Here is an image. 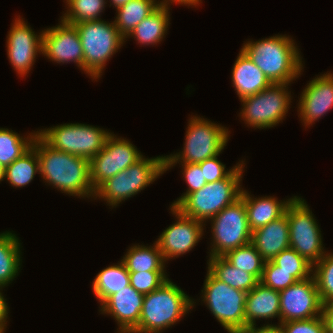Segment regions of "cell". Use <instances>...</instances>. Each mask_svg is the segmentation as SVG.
Here are the masks:
<instances>
[{
  "instance_id": "6da1fadb",
  "label": "cell",
  "mask_w": 333,
  "mask_h": 333,
  "mask_svg": "<svg viewBox=\"0 0 333 333\" xmlns=\"http://www.w3.org/2000/svg\"><path fill=\"white\" fill-rule=\"evenodd\" d=\"M43 181L70 196L93 197L89 160L52 148L38 134L33 143Z\"/></svg>"
},
{
  "instance_id": "7a4b0ae2",
  "label": "cell",
  "mask_w": 333,
  "mask_h": 333,
  "mask_svg": "<svg viewBox=\"0 0 333 333\" xmlns=\"http://www.w3.org/2000/svg\"><path fill=\"white\" fill-rule=\"evenodd\" d=\"M294 42L289 35H275L256 42H245L241 49L271 83L291 84L304 69Z\"/></svg>"
},
{
  "instance_id": "3957f363",
  "label": "cell",
  "mask_w": 333,
  "mask_h": 333,
  "mask_svg": "<svg viewBox=\"0 0 333 333\" xmlns=\"http://www.w3.org/2000/svg\"><path fill=\"white\" fill-rule=\"evenodd\" d=\"M167 279L143 299L139 324L130 333H161L181 320L196 302Z\"/></svg>"
},
{
  "instance_id": "277c9868",
  "label": "cell",
  "mask_w": 333,
  "mask_h": 333,
  "mask_svg": "<svg viewBox=\"0 0 333 333\" xmlns=\"http://www.w3.org/2000/svg\"><path fill=\"white\" fill-rule=\"evenodd\" d=\"M244 167L242 160L226 178L207 183L200 190L188 194L175 208L183 215L205 224L240 198Z\"/></svg>"
},
{
  "instance_id": "5b68a950",
  "label": "cell",
  "mask_w": 333,
  "mask_h": 333,
  "mask_svg": "<svg viewBox=\"0 0 333 333\" xmlns=\"http://www.w3.org/2000/svg\"><path fill=\"white\" fill-rule=\"evenodd\" d=\"M187 126L183 150L165 156V171L179 162L197 164L219 155L229 140L228 128L200 116H191Z\"/></svg>"
},
{
  "instance_id": "8992f818",
  "label": "cell",
  "mask_w": 333,
  "mask_h": 333,
  "mask_svg": "<svg viewBox=\"0 0 333 333\" xmlns=\"http://www.w3.org/2000/svg\"><path fill=\"white\" fill-rule=\"evenodd\" d=\"M84 56V72L93 80L101 77L107 61L123 46L125 38L114 21H85L74 24Z\"/></svg>"
},
{
  "instance_id": "52a82bcc",
  "label": "cell",
  "mask_w": 333,
  "mask_h": 333,
  "mask_svg": "<svg viewBox=\"0 0 333 333\" xmlns=\"http://www.w3.org/2000/svg\"><path fill=\"white\" fill-rule=\"evenodd\" d=\"M164 172L165 156L150 159L142 156L133 165L105 181L95 191L94 199H104L107 205L116 208L122 201L144 190Z\"/></svg>"
},
{
  "instance_id": "ba28073f",
  "label": "cell",
  "mask_w": 333,
  "mask_h": 333,
  "mask_svg": "<svg viewBox=\"0 0 333 333\" xmlns=\"http://www.w3.org/2000/svg\"><path fill=\"white\" fill-rule=\"evenodd\" d=\"M202 301L229 333H245L247 293L217 279L209 270L204 280Z\"/></svg>"
},
{
  "instance_id": "9c48e42d",
  "label": "cell",
  "mask_w": 333,
  "mask_h": 333,
  "mask_svg": "<svg viewBox=\"0 0 333 333\" xmlns=\"http://www.w3.org/2000/svg\"><path fill=\"white\" fill-rule=\"evenodd\" d=\"M37 134L54 149L90 160L112 133L88 124L65 123L41 129Z\"/></svg>"
},
{
  "instance_id": "30bf717a",
  "label": "cell",
  "mask_w": 333,
  "mask_h": 333,
  "mask_svg": "<svg viewBox=\"0 0 333 333\" xmlns=\"http://www.w3.org/2000/svg\"><path fill=\"white\" fill-rule=\"evenodd\" d=\"M288 85L271 83L261 92L240 99L243 104L240 117L245 124L255 129H267L282 122L292 102Z\"/></svg>"
},
{
  "instance_id": "8fae6325",
  "label": "cell",
  "mask_w": 333,
  "mask_h": 333,
  "mask_svg": "<svg viewBox=\"0 0 333 333\" xmlns=\"http://www.w3.org/2000/svg\"><path fill=\"white\" fill-rule=\"evenodd\" d=\"M285 212L289 222L290 248L312 265L319 262L326 251L323 247L320 227L306 201L295 196Z\"/></svg>"
},
{
  "instance_id": "7c38bea8",
  "label": "cell",
  "mask_w": 333,
  "mask_h": 333,
  "mask_svg": "<svg viewBox=\"0 0 333 333\" xmlns=\"http://www.w3.org/2000/svg\"><path fill=\"white\" fill-rule=\"evenodd\" d=\"M211 221V257H222L227 252L251 242L244 199L240 196L234 203L221 210Z\"/></svg>"
},
{
  "instance_id": "4fadbf2b",
  "label": "cell",
  "mask_w": 333,
  "mask_h": 333,
  "mask_svg": "<svg viewBox=\"0 0 333 333\" xmlns=\"http://www.w3.org/2000/svg\"><path fill=\"white\" fill-rule=\"evenodd\" d=\"M129 140L111 134L102 150L89 160L90 181L96 191L105 181L133 165L143 155Z\"/></svg>"
},
{
  "instance_id": "5bb4252c",
  "label": "cell",
  "mask_w": 333,
  "mask_h": 333,
  "mask_svg": "<svg viewBox=\"0 0 333 333\" xmlns=\"http://www.w3.org/2000/svg\"><path fill=\"white\" fill-rule=\"evenodd\" d=\"M323 306L312 275L280 291V323L322 316Z\"/></svg>"
},
{
  "instance_id": "9a60e30c",
  "label": "cell",
  "mask_w": 333,
  "mask_h": 333,
  "mask_svg": "<svg viewBox=\"0 0 333 333\" xmlns=\"http://www.w3.org/2000/svg\"><path fill=\"white\" fill-rule=\"evenodd\" d=\"M170 210L177 221L163 230L155 241L166 262L191 251L201 240L206 226L194 218L183 215L175 207L170 206Z\"/></svg>"
},
{
  "instance_id": "2e32d148",
  "label": "cell",
  "mask_w": 333,
  "mask_h": 333,
  "mask_svg": "<svg viewBox=\"0 0 333 333\" xmlns=\"http://www.w3.org/2000/svg\"><path fill=\"white\" fill-rule=\"evenodd\" d=\"M43 30L36 34L22 17L15 18L7 36V55L14 70L26 76L32 69L36 55L42 54Z\"/></svg>"
},
{
  "instance_id": "e0dca14e",
  "label": "cell",
  "mask_w": 333,
  "mask_h": 333,
  "mask_svg": "<svg viewBox=\"0 0 333 333\" xmlns=\"http://www.w3.org/2000/svg\"><path fill=\"white\" fill-rule=\"evenodd\" d=\"M60 20L56 27L43 30L42 54L58 64L74 62L84 71V56L77 28Z\"/></svg>"
},
{
  "instance_id": "ac0fdd59",
  "label": "cell",
  "mask_w": 333,
  "mask_h": 333,
  "mask_svg": "<svg viewBox=\"0 0 333 333\" xmlns=\"http://www.w3.org/2000/svg\"><path fill=\"white\" fill-rule=\"evenodd\" d=\"M299 99L298 114L302 124L308 127L333 108V73L312 79Z\"/></svg>"
},
{
  "instance_id": "d6986e66",
  "label": "cell",
  "mask_w": 333,
  "mask_h": 333,
  "mask_svg": "<svg viewBox=\"0 0 333 333\" xmlns=\"http://www.w3.org/2000/svg\"><path fill=\"white\" fill-rule=\"evenodd\" d=\"M144 296L128 285L100 305L101 314L111 315L115 319L118 333H130L139 324Z\"/></svg>"
},
{
  "instance_id": "ffe728a7",
  "label": "cell",
  "mask_w": 333,
  "mask_h": 333,
  "mask_svg": "<svg viewBox=\"0 0 333 333\" xmlns=\"http://www.w3.org/2000/svg\"><path fill=\"white\" fill-rule=\"evenodd\" d=\"M279 318L280 324V292L259 282L246 296L245 333L256 330V321Z\"/></svg>"
},
{
  "instance_id": "44dd1931",
  "label": "cell",
  "mask_w": 333,
  "mask_h": 333,
  "mask_svg": "<svg viewBox=\"0 0 333 333\" xmlns=\"http://www.w3.org/2000/svg\"><path fill=\"white\" fill-rule=\"evenodd\" d=\"M251 243L265 261L273 260L290 247L286 212L276 220L252 232Z\"/></svg>"
},
{
  "instance_id": "7402d4cb",
  "label": "cell",
  "mask_w": 333,
  "mask_h": 333,
  "mask_svg": "<svg viewBox=\"0 0 333 333\" xmlns=\"http://www.w3.org/2000/svg\"><path fill=\"white\" fill-rule=\"evenodd\" d=\"M232 83L239 99L255 95L271 84L242 49L233 65Z\"/></svg>"
},
{
  "instance_id": "603a6c76",
  "label": "cell",
  "mask_w": 333,
  "mask_h": 333,
  "mask_svg": "<svg viewBox=\"0 0 333 333\" xmlns=\"http://www.w3.org/2000/svg\"><path fill=\"white\" fill-rule=\"evenodd\" d=\"M241 197L244 199L249 227L253 232L281 217L295 196L283 201H278L273 196L254 198L242 189Z\"/></svg>"
},
{
  "instance_id": "cb8c5ba5",
  "label": "cell",
  "mask_w": 333,
  "mask_h": 333,
  "mask_svg": "<svg viewBox=\"0 0 333 333\" xmlns=\"http://www.w3.org/2000/svg\"><path fill=\"white\" fill-rule=\"evenodd\" d=\"M170 5H159L141 21L126 38L132 37L140 45H156L163 40L170 25Z\"/></svg>"
},
{
  "instance_id": "d4e9b609",
  "label": "cell",
  "mask_w": 333,
  "mask_h": 333,
  "mask_svg": "<svg viewBox=\"0 0 333 333\" xmlns=\"http://www.w3.org/2000/svg\"><path fill=\"white\" fill-rule=\"evenodd\" d=\"M11 231L0 233V287L3 289L18 276L21 268V245Z\"/></svg>"
},
{
  "instance_id": "484cf974",
  "label": "cell",
  "mask_w": 333,
  "mask_h": 333,
  "mask_svg": "<svg viewBox=\"0 0 333 333\" xmlns=\"http://www.w3.org/2000/svg\"><path fill=\"white\" fill-rule=\"evenodd\" d=\"M127 250L121 261L128 272L166 271V261L156 242L153 246L135 244Z\"/></svg>"
},
{
  "instance_id": "4316f807",
  "label": "cell",
  "mask_w": 333,
  "mask_h": 333,
  "mask_svg": "<svg viewBox=\"0 0 333 333\" xmlns=\"http://www.w3.org/2000/svg\"><path fill=\"white\" fill-rule=\"evenodd\" d=\"M207 261L208 270L235 289L248 293L260 282L255 275L232 266L223 257H211Z\"/></svg>"
},
{
  "instance_id": "83f0119b",
  "label": "cell",
  "mask_w": 333,
  "mask_h": 333,
  "mask_svg": "<svg viewBox=\"0 0 333 333\" xmlns=\"http://www.w3.org/2000/svg\"><path fill=\"white\" fill-rule=\"evenodd\" d=\"M130 285L129 272L120 261L101 270L92 283L93 292L102 304L110 295Z\"/></svg>"
},
{
  "instance_id": "f1b7e54d",
  "label": "cell",
  "mask_w": 333,
  "mask_h": 333,
  "mask_svg": "<svg viewBox=\"0 0 333 333\" xmlns=\"http://www.w3.org/2000/svg\"><path fill=\"white\" fill-rule=\"evenodd\" d=\"M159 6L157 0H130L116 9L115 26L125 38Z\"/></svg>"
},
{
  "instance_id": "f546056e",
  "label": "cell",
  "mask_w": 333,
  "mask_h": 333,
  "mask_svg": "<svg viewBox=\"0 0 333 333\" xmlns=\"http://www.w3.org/2000/svg\"><path fill=\"white\" fill-rule=\"evenodd\" d=\"M40 174V163L36 147L32 146L13 163L5 167V177L11 186L20 188L28 185L35 174Z\"/></svg>"
},
{
  "instance_id": "4dcf8cb0",
  "label": "cell",
  "mask_w": 333,
  "mask_h": 333,
  "mask_svg": "<svg viewBox=\"0 0 333 333\" xmlns=\"http://www.w3.org/2000/svg\"><path fill=\"white\" fill-rule=\"evenodd\" d=\"M37 131L27 137L7 128H0V163L6 167L24 154L33 143Z\"/></svg>"
},
{
  "instance_id": "1f68e13d",
  "label": "cell",
  "mask_w": 333,
  "mask_h": 333,
  "mask_svg": "<svg viewBox=\"0 0 333 333\" xmlns=\"http://www.w3.org/2000/svg\"><path fill=\"white\" fill-rule=\"evenodd\" d=\"M232 266L255 275L261 280L265 260L250 242L222 256Z\"/></svg>"
},
{
  "instance_id": "d6a6232c",
  "label": "cell",
  "mask_w": 333,
  "mask_h": 333,
  "mask_svg": "<svg viewBox=\"0 0 333 333\" xmlns=\"http://www.w3.org/2000/svg\"><path fill=\"white\" fill-rule=\"evenodd\" d=\"M107 1V0H106ZM105 0H65L68 10L61 18L69 24L101 20L100 13L105 10Z\"/></svg>"
},
{
  "instance_id": "836d02e7",
  "label": "cell",
  "mask_w": 333,
  "mask_h": 333,
  "mask_svg": "<svg viewBox=\"0 0 333 333\" xmlns=\"http://www.w3.org/2000/svg\"><path fill=\"white\" fill-rule=\"evenodd\" d=\"M312 275L315 278L319 296L323 305L333 302V253L330 252L313 265Z\"/></svg>"
},
{
  "instance_id": "e575fe53",
  "label": "cell",
  "mask_w": 333,
  "mask_h": 333,
  "mask_svg": "<svg viewBox=\"0 0 333 333\" xmlns=\"http://www.w3.org/2000/svg\"><path fill=\"white\" fill-rule=\"evenodd\" d=\"M272 261L281 267V270L290 272L297 281H302L312 276L313 265L293 248L289 247L283 250Z\"/></svg>"
},
{
  "instance_id": "d590c367",
  "label": "cell",
  "mask_w": 333,
  "mask_h": 333,
  "mask_svg": "<svg viewBox=\"0 0 333 333\" xmlns=\"http://www.w3.org/2000/svg\"><path fill=\"white\" fill-rule=\"evenodd\" d=\"M165 271L129 272L130 285L144 295L158 289L167 279Z\"/></svg>"
},
{
  "instance_id": "8d00e7d4",
  "label": "cell",
  "mask_w": 333,
  "mask_h": 333,
  "mask_svg": "<svg viewBox=\"0 0 333 333\" xmlns=\"http://www.w3.org/2000/svg\"><path fill=\"white\" fill-rule=\"evenodd\" d=\"M260 328H277L281 333H326L323 316L306 320H294L278 325L264 324Z\"/></svg>"
},
{
  "instance_id": "74e56055",
  "label": "cell",
  "mask_w": 333,
  "mask_h": 333,
  "mask_svg": "<svg viewBox=\"0 0 333 333\" xmlns=\"http://www.w3.org/2000/svg\"><path fill=\"white\" fill-rule=\"evenodd\" d=\"M260 282L265 286L280 292L290 285L295 284L297 280L290 272L281 270V267L277 266L272 260H270L265 261Z\"/></svg>"
},
{
  "instance_id": "f35d334b",
  "label": "cell",
  "mask_w": 333,
  "mask_h": 333,
  "mask_svg": "<svg viewBox=\"0 0 333 333\" xmlns=\"http://www.w3.org/2000/svg\"><path fill=\"white\" fill-rule=\"evenodd\" d=\"M180 165L182 166V174L188 184V188L183 195L171 204L172 207H176L188 194L200 190L207 184L204 179L203 171L198 164L181 163Z\"/></svg>"
},
{
  "instance_id": "ab89813d",
  "label": "cell",
  "mask_w": 333,
  "mask_h": 333,
  "mask_svg": "<svg viewBox=\"0 0 333 333\" xmlns=\"http://www.w3.org/2000/svg\"><path fill=\"white\" fill-rule=\"evenodd\" d=\"M218 156H213L204 160L203 162L197 163L204 174L206 183H212L226 178L238 165H234L230 170H226L225 165L218 160Z\"/></svg>"
},
{
  "instance_id": "60d3db41",
  "label": "cell",
  "mask_w": 333,
  "mask_h": 333,
  "mask_svg": "<svg viewBox=\"0 0 333 333\" xmlns=\"http://www.w3.org/2000/svg\"><path fill=\"white\" fill-rule=\"evenodd\" d=\"M322 316L326 326V333H333V302L323 306Z\"/></svg>"
},
{
  "instance_id": "b9f144b4",
  "label": "cell",
  "mask_w": 333,
  "mask_h": 333,
  "mask_svg": "<svg viewBox=\"0 0 333 333\" xmlns=\"http://www.w3.org/2000/svg\"><path fill=\"white\" fill-rule=\"evenodd\" d=\"M2 290V287H0V325H6L8 322L9 306L1 292Z\"/></svg>"
},
{
  "instance_id": "7bdbcfd3",
  "label": "cell",
  "mask_w": 333,
  "mask_h": 333,
  "mask_svg": "<svg viewBox=\"0 0 333 333\" xmlns=\"http://www.w3.org/2000/svg\"><path fill=\"white\" fill-rule=\"evenodd\" d=\"M159 5H170V3H176L180 5H186V6H197L200 4L201 0H162L157 1Z\"/></svg>"
},
{
  "instance_id": "ee69618b",
  "label": "cell",
  "mask_w": 333,
  "mask_h": 333,
  "mask_svg": "<svg viewBox=\"0 0 333 333\" xmlns=\"http://www.w3.org/2000/svg\"><path fill=\"white\" fill-rule=\"evenodd\" d=\"M247 333H281L277 328H257L256 330H251Z\"/></svg>"
},
{
  "instance_id": "f6af8a7d",
  "label": "cell",
  "mask_w": 333,
  "mask_h": 333,
  "mask_svg": "<svg viewBox=\"0 0 333 333\" xmlns=\"http://www.w3.org/2000/svg\"><path fill=\"white\" fill-rule=\"evenodd\" d=\"M130 0H110V6L113 5L114 8H119L129 2Z\"/></svg>"
},
{
  "instance_id": "bcb514c9",
  "label": "cell",
  "mask_w": 333,
  "mask_h": 333,
  "mask_svg": "<svg viewBox=\"0 0 333 333\" xmlns=\"http://www.w3.org/2000/svg\"><path fill=\"white\" fill-rule=\"evenodd\" d=\"M5 177V167L0 163V182L4 180Z\"/></svg>"
},
{
  "instance_id": "7dc6e473",
  "label": "cell",
  "mask_w": 333,
  "mask_h": 333,
  "mask_svg": "<svg viewBox=\"0 0 333 333\" xmlns=\"http://www.w3.org/2000/svg\"><path fill=\"white\" fill-rule=\"evenodd\" d=\"M7 325H0V333H4Z\"/></svg>"
}]
</instances>
